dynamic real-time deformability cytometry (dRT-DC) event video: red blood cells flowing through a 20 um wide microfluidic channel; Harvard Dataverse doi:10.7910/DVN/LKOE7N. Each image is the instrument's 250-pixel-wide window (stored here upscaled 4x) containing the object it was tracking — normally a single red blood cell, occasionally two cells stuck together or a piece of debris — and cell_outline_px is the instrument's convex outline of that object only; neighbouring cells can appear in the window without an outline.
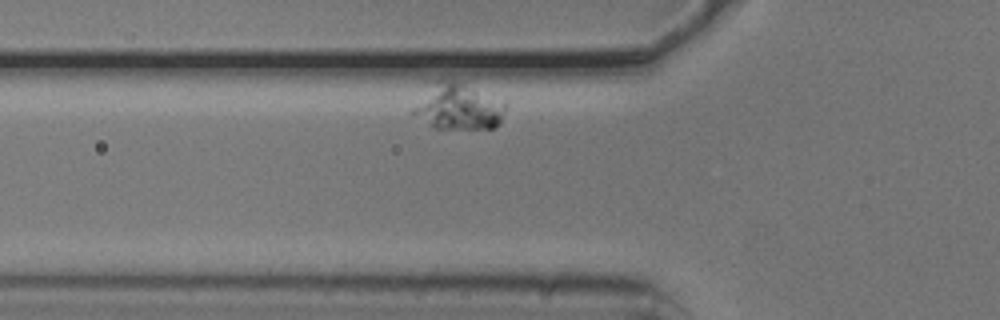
{"species": "common noctule bat (a hibernating species)", "species_latin": "Nyctalus noctula", "temperature_condition": "cold", "stored_images_in_passage": 2, "camera_frame_rate_fps": 3000, "um_per_image_px": 0.085, "animal": {"sex": "male", "body_mass_g": 20.5, "forearm_length_mm": 52.5}, "frame": {"image": 1, "passage_image": 2, "time_ms": 0.333, "image_size_px": [1000, 320], "cell_outline_px": [[508, 104], [500, 124], [492, 128], [436, 128], [412, 112], [412, 108], [428, 80], [460, 80], [504, 100]], "centroid_in_image_um": [38.97, 8.99], "position_along_channel_um": 86.8, "area_um2": 25.55}}